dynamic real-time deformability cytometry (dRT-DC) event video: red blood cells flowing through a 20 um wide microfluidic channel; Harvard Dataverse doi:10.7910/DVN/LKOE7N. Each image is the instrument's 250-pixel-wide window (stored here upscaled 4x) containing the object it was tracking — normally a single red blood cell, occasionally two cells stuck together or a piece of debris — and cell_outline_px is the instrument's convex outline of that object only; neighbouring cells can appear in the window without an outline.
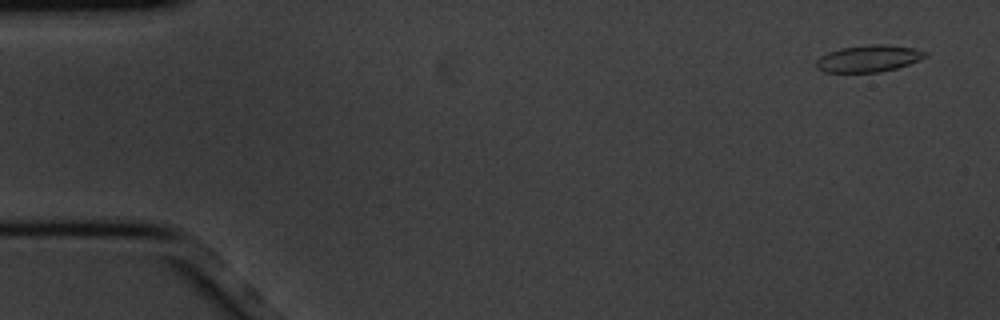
{"species": "common noctule bat (a hibernating species)", "species_latin": "Nyctalus noctula", "temperature_condition": "cold", "stored_images_in_passage": 4, "camera_frame_rate_fps": 3000, "um_per_image_px": 0.085, "animal": {"sex": "male", "body_mass_g": 20.1, "forearm_length_mm": 53.5}, "frame": {"image": 1, "passage_image": 1, "time_ms": 0.0, "image_size_px": [1000, 320], "cell_outline_px": [[928, 56], [920, 60], [896, 68], [880, 72], [824, 72], [816, 68], [816, 60], [820, 56], [828, 52], [840, 48], [868, 44], [884, 44], [916, 48], [928, 52]], "centroid_in_image_um": [73.84, 4.96], "position_along_channel_um": 11.2, "area_um2": 17.22}}